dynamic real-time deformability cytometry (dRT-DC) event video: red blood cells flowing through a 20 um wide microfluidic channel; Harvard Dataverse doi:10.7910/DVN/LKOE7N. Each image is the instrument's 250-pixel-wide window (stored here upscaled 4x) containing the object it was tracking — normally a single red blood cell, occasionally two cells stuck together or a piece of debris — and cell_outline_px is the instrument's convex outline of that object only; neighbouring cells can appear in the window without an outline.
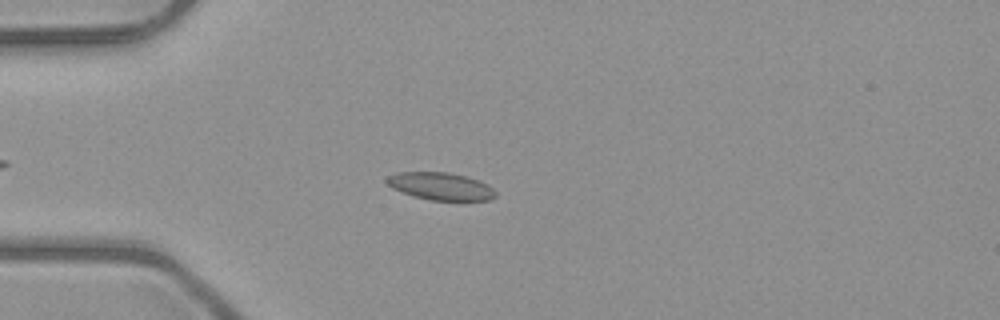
{"species": "common noctule bat (a hibernating species)", "species_latin": "Nyctalus noctula", "temperature_condition": "room temperature", "stored_images_in_passage": 41, "camera_frame_rate_fps": 3000, "um_per_image_px": 0.085, "animal": {"sex": "male", "body_mass_g": 23.1, "forearm_length_mm": 52.7}, "frame": {"image": 1, "passage_image": 11, "time_ms": 3.333, "image_size_px": [1000, 320], "cell_outline_px": [[496, 196], [488, 200], [432, 200], [412, 196], [392, 188], [384, 180], [388, 176], [396, 172], [448, 172], [468, 176], [480, 180], [488, 184], [496, 192]], "centroid_in_image_um": [37.45, 15.82], "position_along_channel_um": 47.5, "area_um2": 17.57}}
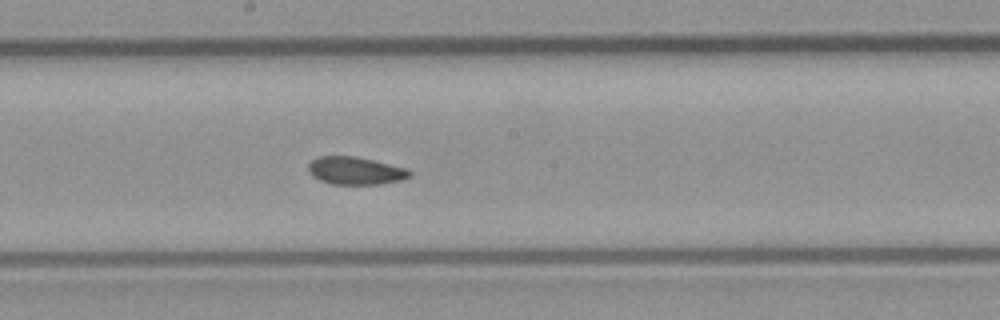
{"frame": {"image": 2, "passage_image": 25, "time_ms": 8.0, "image_size_px": [1000, 320], "cell_outline_px": [[412, 176], [400, 180], [380, 184], [332, 184], [320, 180], [312, 176], [308, 172], [308, 164], [312, 160], [320, 156], [356, 156], [408, 168], [412, 172]], "centroid_in_image_um": [30.22, 14.51], "position_along_channel_um": 218.0, "area_um2": 16.47}}
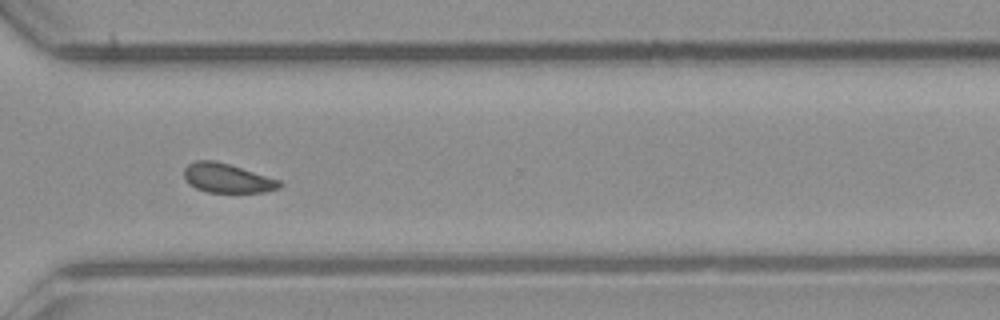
{"frame": {"image": 3, "passage_image": 35, "time_ms": 11.333, "image_size_px": [1000, 320], "cell_outline_px": [[284, 184], [280, 188], [268, 192], [208, 192], [196, 188], [188, 184], [184, 176], [184, 168], [188, 164], [196, 160], [212, 160], [228, 164], [280, 180]], "centroid_in_image_um": [19.32, 15.15], "position_along_channel_um": 351.3, "area_um2": 16.24}, "authors_computed_cell_mechanics": {"area_um2": 16.9932, "velocity_mm_per_s": 4.0122, "shape_relaxation_time_tau1_ms": null, "shape_relaxation_time_tau2_ms": 3.0224, "deformation_change_tau1": null, "deformation_change_tau2": 0.0725}}